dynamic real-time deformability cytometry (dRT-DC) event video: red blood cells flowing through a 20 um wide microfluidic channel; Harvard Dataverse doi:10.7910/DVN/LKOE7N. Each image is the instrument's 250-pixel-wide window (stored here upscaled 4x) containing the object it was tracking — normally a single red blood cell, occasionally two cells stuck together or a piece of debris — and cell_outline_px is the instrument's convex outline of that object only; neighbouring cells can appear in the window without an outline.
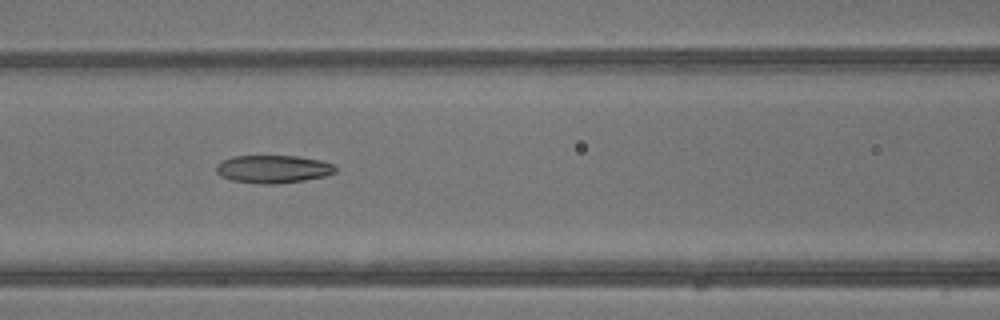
{"species": "common noctule bat (a hibernating species)", "species_latin": "Nyctalus noctula", "temperature_condition": "warm", "stored_images_in_passage": 15, "camera_frame_rate_fps": 3000, "um_per_image_px": 0.085, "animal": {"sex": "male", "body_mass_g": 13.3}, "frame": {"image": 1, "passage_image": 5, "time_ms": 1.333, "image_size_px": [1000, 320], "cell_outline_px": [[336, 172], [324, 176], [304, 180], [276, 184], [256, 184], [232, 180], [220, 176], [216, 172], [216, 164], [232, 156], [296, 156], [320, 160], [332, 164], [336, 168]], "centroid_in_image_um": [23.18, 14.38], "position_along_channel_um": 143.4, "area_um2": 19.36}}
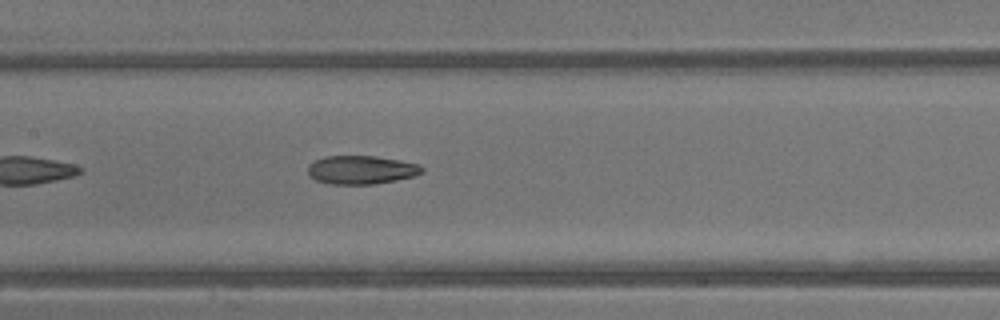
{"frame": {"image": 2, "passage_image": 7, "time_ms": 2.0, "image_size_px": [1000, 320], "cell_outline_px": [[424, 172], [416, 176], [396, 180], [372, 184], [328, 184], [316, 180], [308, 176], [308, 164], [324, 156], [376, 156], [400, 160], [420, 164], [424, 168]], "centroid_in_image_um": [30.72, 14.44], "position_along_channel_um": 176.7, "area_um2": 19.19}}
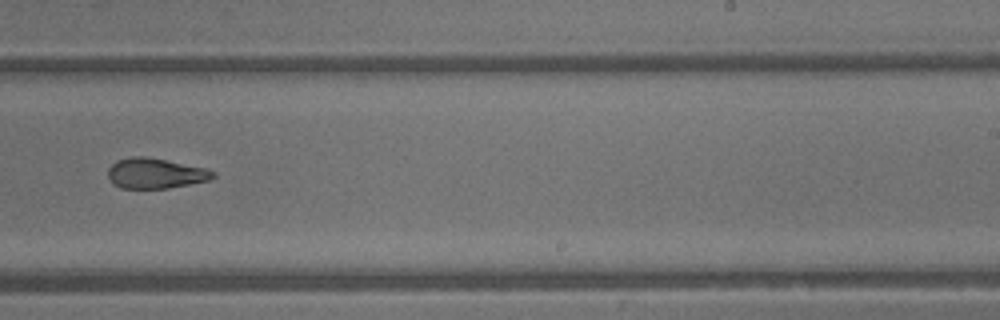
{"frame": {"image": 3, "passage_image": 13, "time_ms": 4.0, "image_size_px": [1000, 320], "cell_outline_px": [[216, 176], [208, 180], [168, 188], [120, 188], [108, 176], [108, 168], [116, 160], [132, 156], [144, 156], [208, 168], [216, 172]], "centroid_in_image_um": [13.23, 14.72], "position_along_channel_um": 275.8, "area_um2": 18.44}}